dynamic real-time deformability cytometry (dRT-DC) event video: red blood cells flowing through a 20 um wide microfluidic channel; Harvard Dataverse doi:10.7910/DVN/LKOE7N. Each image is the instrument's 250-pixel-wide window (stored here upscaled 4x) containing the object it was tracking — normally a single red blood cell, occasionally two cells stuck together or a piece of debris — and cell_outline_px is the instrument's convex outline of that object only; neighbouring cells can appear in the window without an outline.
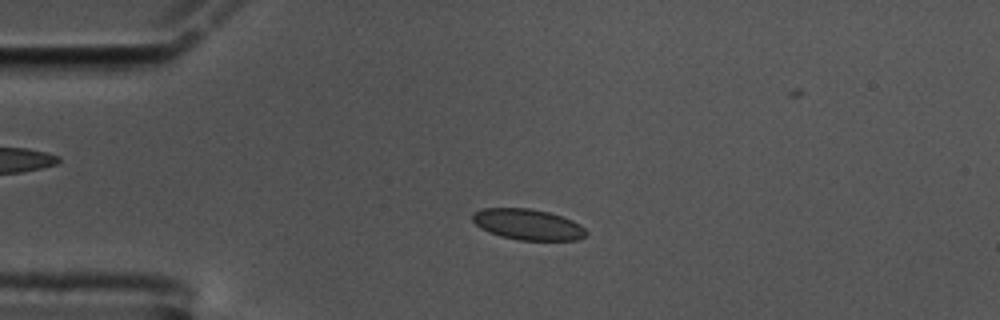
{"species": "common noctule bat (a hibernating species)", "species_latin": "Nyctalus noctula", "temperature_condition": "cold", "stored_images_in_passage": 48, "camera_frame_rate_fps": 3000, "um_per_image_px": 0.085, "animal": {"sex": "male", "body_mass_g": 17.5, "forearm_length_mm": 52.3}, "frame": {"image": 1, "passage_image": 3, "time_ms": 0.667, "image_size_px": [1000, 320], "cell_outline_px": [[588, 232], [584, 236], [576, 240], [520, 240], [500, 236], [488, 232], [480, 228], [472, 220], [472, 212], [484, 208], [528, 208], [548, 212], [572, 220], [580, 224]], "centroid_in_image_um": [44.84, 19.08], "position_along_channel_um": 40.2, "area_um2": 20.4}}
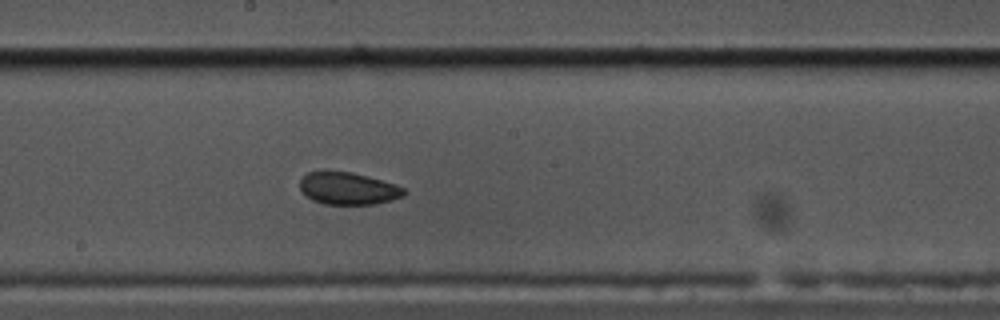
{"frame": {"image": 2, "passage_image": 21, "time_ms": 6.667, "image_size_px": [1000, 320], "cell_outline_px": [[408, 192], [404, 196], [392, 200], [376, 204], [324, 204], [312, 200], [300, 188], [300, 180], [308, 172], [324, 168], [352, 172], [396, 184], [404, 188]], "centroid_in_image_um": [29.59, 15.98], "position_along_channel_um": 218.6, "area_um2": 20.06}}
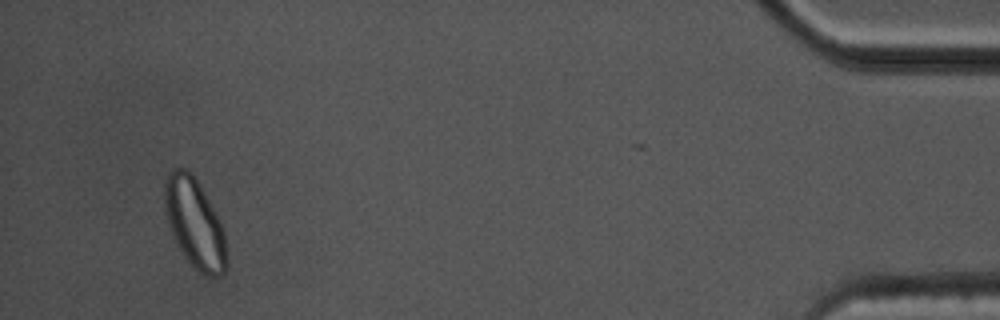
{"frame": {"image": 3, "passage_image": 45, "time_ms": 14.667, "image_size_px": [1000, 320], "cell_outline_px": [[228, 264], [224, 272], [220, 276], [204, 276], [184, 256], [172, 232], [168, 220], [164, 204], [164, 180], [168, 172], [172, 168], [184, 168], [196, 180], [212, 208], [224, 232], [228, 260]], "centroid_in_image_um": [16.55, 19.0], "position_along_channel_um": 418.7, "area_um2": 31.56}, "authors_computed_cell_mechanics": {"area_um2": 20.519, "velocity_mm_per_s": 3.4223, "shape_relaxation_time_tau1_ms": 8.569, "shape_relaxation_time_tau2_ms": 2.1821, "deformation_change_tau1": 0.1007, "deformation_change_tau2": 0.0363}}